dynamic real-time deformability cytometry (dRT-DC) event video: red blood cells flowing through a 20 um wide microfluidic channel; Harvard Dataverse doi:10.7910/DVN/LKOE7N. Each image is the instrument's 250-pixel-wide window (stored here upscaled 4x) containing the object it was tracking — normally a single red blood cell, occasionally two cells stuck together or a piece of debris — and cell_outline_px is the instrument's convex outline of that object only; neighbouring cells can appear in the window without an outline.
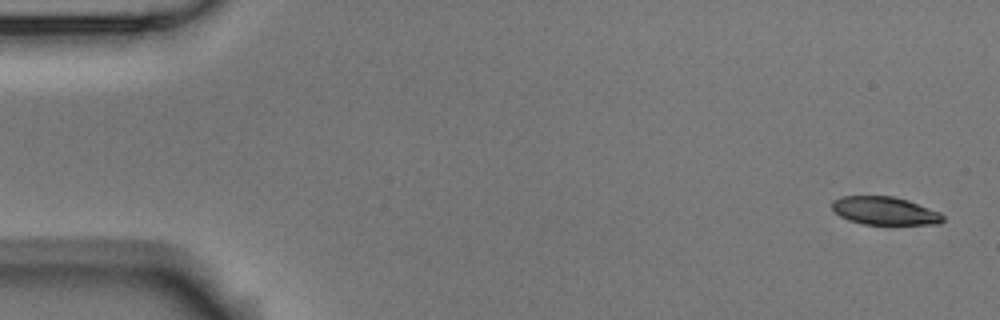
{"species": "Egyptian fruit bat (a non-hibernating species)", "species_latin": "Rousettus aegyptiacus", "temperature_condition": "room temperature", "stored_images_in_passage": 5, "camera_frame_rate_fps": 3000, "um_per_image_px": 0.085, "animal": {"sex": "male"}, "frame": {"image": 1, "passage_image": 1, "time_ms": 0.0, "image_size_px": [1000, 320], "cell_outline_px": [[944, 220], [940, 224], [864, 224], [848, 220], [840, 216], [832, 208], [832, 200], [840, 196], [892, 196], [908, 200], [940, 212], [944, 216]], "centroid_in_image_um": [75.2, 17.91], "position_along_channel_um": 9.8, "area_um2": 18.15}}